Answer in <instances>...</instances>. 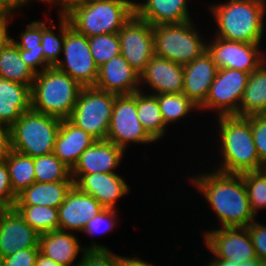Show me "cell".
Returning <instances> with one entry per match:
<instances>
[{
	"label": "cell",
	"instance_id": "cell-2",
	"mask_svg": "<svg viewBox=\"0 0 266 266\" xmlns=\"http://www.w3.org/2000/svg\"><path fill=\"white\" fill-rule=\"evenodd\" d=\"M213 119L216 125H213V128L217 127L214 139L217 143L214 152L217 164L212 165V161H209L210 167L227 174H242L266 168L260 162L251 122L246 117L231 115L213 117Z\"/></svg>",
	"mask_w": 266,
	"mask_h": 266
},
{
	"label": "cell",
	"instance_id": "cell-10",
	"mask_svg": "<svg viewBox=\"0 0 266 266\" xmlns=\"http://www.w3.org/2000/svg\"><path fill=\"white\" fill-rule=\"evenodd\" d=\"M250 73L236 69H218L210 86L208 96L199 107L201 111L213 116H239L240 102L248 83ZM208 111V112H207ZM214 113V114H213Z\"/></svg>",
	"mask_w": 266,
	"mask_h": 266
},
{
	"label": "cell",
	"instance_id": "cell-22",
	"mask_svg": "<svg viewBox=\"0 0 266 266\" xmlns=\"http://www.w3.org/2000/svg\"><path fill=\"white\" fill-rule=\"evenodd\" d=\"M80 242L76 233L63 230L39 235L40 252L62 266H79L85 251V244Z\"/></svg>",
	"mask_w": 266,
	"mask_h": 266
},
{
	"label": "cell",
	"instance_id": "cell-35",
	"mask_svg": "<svg viewBox=\"0 0 266 266\" xmlns=\"http://www.w3.org/2000/svg\"><path fill=\"white\" fill-rule=\"evenodd\" d=\"M35 182L74 181L71 169L53 153L34 157Z\"/></svg>",
	"mask_w": 266,
	"mask_h": 266
},
{
	"label": "cell",
	"instance_id": "cell-24",
	"mask_svg": "<svg viewBox=\"0 0 266 266\" xmlns=\"http://www.w3.org/2000/svg\"><path fill=\"white\" fill-rule=\"evenodd\" d=\"M96 141L69 119H62L56 136L53 154L71 170L81 154Z\"/></svg>",
	"mask_w": 266,
	"mask_h": 266
},
{
	"label": "cell",
	"instance_id": "cell-54",
	"mask_svg": "<svg viewBox=\"0 0 266 266\" xmlns=\"http://www.w3.org/2000/svg\"><path fill=\"white\" fill-rule=\"evenodd\" d=\"M86 1H90V0H74V4H78L80 2H86Z\"/></svg>",
	"mask_w": 266,
	"mask_h": 266
},
{
	"label": "cell",
	"instance_id": "cell-53",
	"mask_svg": "<svg viewBox=\"0 0 266 266\" xmlns=\"http://www.w3.org/2000/svg\"><path fill=\"white\" fill-rule=\"evenodd\" d=\"M236 1H250L266 6V0H236Z\"/></svg>",
	"mask_w": 266,
	"mask_h": 266
},
{
	"label": "cell",
	"instance_id": "cell-46",
	"mask_svg": "<svg viewBox=\"0 0 266 266\" xmlns=\"http://www.w3.org/2000/svg\"><path fill=\"white\" fill-rule=\"evenodd\" d=\"M12 150L10 127L0 123V161L5 158Z\"/></svg>",
	"mask_w": 266,
	"mask_h": 266
},
{
	"label": "cell",
	"instance_id": "cell-17",
	"mask_svg": "<svg viewBox=\"0 0 266 266\" xmlns=\"http://www.w3.org/2000/svg\"><path fill=\"white\" fill-rule=\"evenodd\" d=\"M39 235L14 208L0 209V259L21 249L39 248Z\"/></svg>",
	"mask_w": 266,
	"mask_h": 266
},
{
	"label": "cell",
	"instance_id": "cell-50",
	"mask_svg": "<svg viewBox=\"0 0 266 266\" xmlns=\"http://www.w3.org/2000/svg\"><path fill=\"white\" fill-rule=\"evenodd\" d=\"M35 266H62V265L56 263L51 258L46 257L39 251Z\"/></svg>",
	"mask_w": 266,
	"mask_h": 266
},
{
	"label": "cell",
	"instance_id": "cell-43",
	"mask_svg": "<svg viewBox=\"0 0 266 266\" xmlns=\"http://www.w3.org/2000/svg\"><path fill=\"white\" fill-rule=\"evenodd\" d=\"M40 248L18 250L15 254L1 258V266H35Z\"/></svg>",
	"mask_w": 266,
	"mask_h": 266
},
{
	"label": "cell",
	"instance_id": "cell-4",
	"mask_svg": "<svg viewBox=\"0 0 266 266\" xmlns=\"http://www.w3.org/2000/svg\"><path fill=\"white\" fill-rule=\"evenodd\" d=\"M135 0H90L68 5L61 13L80 34L118 33L135 13Z\"/></svg>",
	"mask_w": 266,
	"mask_h": 266
},
{
	"label": "cell",
	"instance_id": "cell-13",
	"mask_svg": "<svg viewBox=\"0 0 266 266\" xmlns=\"http://www.w3.org/2000/svg\"><path fill=\"white\" fill-rule=\"evenodd\" d=\"M262 48V44L231 41L212 34L206 43V50L218 69L230 68L247 73L255 71L266 60L265 48Z\"/></svg>",
	"mask_w": 266,
	"mask_h": 266
},
{
	"label": "cell",
	"instance_id": "cell-36",
	"mask_svg": "<svg viewBox=\"0 0 266 266\" xmlns=\"http://www.w3.org/2000/svg\"><path fill=\"white\" fill-rule=\"evenodd\" d=\"M241 175L247 190L251 211L258 218L259 213L266 210V168L245 172Z\"/></svg>",
	"mask_w": 266,
	"mask_h": 266
},
{
	"label": "cell",
	"instance_id": "cell-38",
	"mask_svg": "<svg viewBox=\"0 0 266 266\" xmlns=\"http://www.w3.org/2000/svg\"><path fill=\"white\" fill-rule=\"evenodd\" d=\"M23 30L20 31L18 37L10 34L12 42L21 49L29 51H43L42 39V20L29 21L25 24ZM13 35V37H12Z\"/></svg>",
	"mask_w": 266,
	"mask_h": 266
},
{
	"label": "cell",
	"instance_id": "cell-27",
	"mask_svg": "<svg viewBox=\"0 0 266 266\" xmlns=\"http://www.w3.org/2000/svg\"><path fill=\"white\" fill-rule=\"evenodd\" d=\"M137 116L144 130L155 142L168 136L166 134L169 128L163 121L158 99L154 94L137 91Z\"/></svg>",
	"mask_w": 266,
	"mask_h": 266
},
{
	"label": "cell",
	"instance_id": "cell-33",
	"mask_svg": "<svg viewBox=\"0 0 266 266\" xmlns=\"http://www.w3.org/2000/svg\"><path fill=\"white\" fill-rule=\"evenodd\" d=\"M14 209L38 234L59 230L58 208L14 205Z\"/></svg>",
	"mask_w": 266,
	"mask_h": 266
},
{
	"label": "cell",
	"instance_id": "cell-48",
	"mask_svg": "<svg viewBox=\"0 0 266 266\" xmlns=\"http://www.w3.org/2000/svg\"><path fill=\"white\" fill-rule=\"evenodd\" d=\"M206 259H210L203 266H262L260 261H244L239 264H235L231 260L228 259H212L206 256ZM202 266V265H198Z\"/></svg>",
	"mask_w": 266,
	"mask_h": 266
},
{
	"label": "cell",
	"instance_id": "cell-51",
	"mask_svg": "<svg viewBox=\"0 0 266 266\" xmlns=\"http://www.w3.org/2000/svg\"><path fill=\"white\" fill-rule=\"evenodd\" d=\"M74 4V0H53V8L57 7V11L62 12L68 5Z\"/></svg>",
	"mask_w": 266,
	"mask_h": 266
},
{
	"label": "cell",
	"instance_id": "cell-28",
	"mask_svg": "<svg viewBox=\"0 0 266 266\" xmlns=\"http://www.w3.org/2000/svg\"><path fill=\"white\" fill-rule=\"evenodd\" d=\"M254 114H266V60L250 73L240 102L239 116Z\"/></svg>",
	"mask_w": 266,
	"mask_h": 266
},
{
	"label": "cell",
	"instance_id": "cell-49",
	"mask_svg": "<svg viewBox=\"0 0 266 266\" xmlns=\"http://www.w3.org/2000/svg\"><path fill=\"white\" fill-rule=\"evenodd\" d=\"M23 7L25 8V0H0V11L20 14Z\"/></svg>",
	"mask_w": 266,
	"mask_h": 266
},
{
	"label": "cell",
	"instance_id": "cell-45",
	"mask_svg": "<svg viewBox=\"0 0 266 266\" xmlns=\"http://www.w3.org/2000/svg\"><path fill=\"white\" fill-rule=\"evenodd\" d=\"M18 16L17 14H13L11 12L0 11V48L7 42L10 38L9 27L12 26L13 19Z\"/></svg>",
	"mask_w": 266,
	"mask_h": 266
},
{
	"label": "cell",
	"instance_id": "cell-5",
	"mask_svg": "<svg viewBox=\"0 0 266 266\" xmlns=\"http://www.w3.org/2000/svg\"><path fill=\"white\" fill-rule=\"evenodd\" d=\"M83 87L67 73L49 67L36 74L31 86V109L69 119Z\"/></svg>",
	"mask_w": 266,
	"mask_h": 266
},
{
	"label": "cell",
	"instance_id": "cell-6",
	"mask_svg": "<svg viewBox=\"0 0 266 266\" xmlns=\"http://www.w3.org/2000/svg\"><path fill=\"white\" fill-rule=\"evenodd\" d=\"M195 22L193 19L178 24L152 26L155 55L182 65L199 57L206 51L208 34L200 32Z\"/></svg>",
	"mask_w": 266,
	"mask_h": 266
},
{
	"label": "cell",
	"instance_id": "cell-37",
	"mask_svg": "<svg viewBox=\"0 0 266 266\" xmlns=\"http://www.w3.org/2000/svg\"><path fill=\"white\" fill-rule=\"evenodd\" d=\"M88 41L94 62L98 67L121 54L118 33L92 36Z\"/></svg>",
	"mask_w": 266,
	"mask_h": 266
},
{
	"label": "cell",
	"instance_id": "cell-23",
	"mask_svg": "<svg viewBox=\"0 0 266 266\" xmlns=\"http://www.w3.org/2000/svg\"><path fill=\"white\" fill-rule=\"evenodd\" d=\"M184 87L183 93L198 107L206 100L210 86L218 72L212 57L203 52L194 61L184 64Z\"/></svg>",
	"mask_w": 266,
	"mask_h": 266
},
{
	"label": "cell",
	"instance_id": "cell-14",
	"mask_svg": "<svg viewBox=\"0 0 266 266\" xmlns=\"http://www.w3.org/2000/svg\"><path fill=\"white\" fill-rule=\"evenodd\" d=\"M121 55L141 75L155 55L153 28L135 13L118 32Z\"/></svg>",
	"mask_w": 266,
	"mask_h": 266
},
{
	"label": "cell",
	"instance_id": "cell-9",
	"mask_svg": "<svg viewBox=\"0 0 266 266\" xmlns=\"http://www.w3.org/2000/svg\"><path fill=\"white\" fill-rule=\"evenodd\" d=\"M54 67L67 73L82 87L95 86L99 67L91 54L88 37L78 33L66 16L62 55Z\"/></svg>",
	"mask_w": 266,
	"mask_h": 266
},
{
	"label": "cell",
	"instance_id": "cell-42",
	"mask_svg": "<svg viewBox=\"0 0 266 266\" xmlns=\"http://www.w3.org/2000/svg\"><path fill=\"white\" fill-rule=\"evenodd\" d=\"M116 253L111 250H85L79 266H115Z\"/></svg>",
	"mask_w": 266,
	"mask_h": 266
},
{
	"label": "cell",
	"instance_id": "cell-29",
	"mask_svg": "<svg viewBox=\"0 0 266 266\" xmlns=\"http://www.w3.org/2000/svg\"><path fill=\"white\" fill-rule=\"evenodd\" d=\"M35 76L21 59L19 48L9 38L0 48V78L31 87Z\"/></svg>",
	"mask_w": 266,
	"mask_h": 266
},
{
	"label": "cell",
	"instance_id": "cell-34",
	"mask_svg": "<svg viewBox=\"0 0 266 266\" xmlns=\"http://www.w3.org/2000/svg\"><path fill=\"white\" fill-rule=\"evenodd\" d=\"M118 209L104 208L94 218L85 225L82 233L91 236L88 245H85V250H111V248L103 243H98L94 239L95 235H104L114 232L117 225L120 226ZM94 236V237H93Z\"/></svg>",
	"mask_w": 266,
	"mask_h": 266
},
{
	"label": "cell",
	"instance_id": "cell-30",
	"mask_svg": "<svg viewBox=\"0 0 266 266\" xmlns=\"http://www.w3.org/2000/svg\"><path fill=\"white\" fill-rule=\"evenodd\" d=\"M42 20V39L41 44L44 53L45 61L51 66H55L62 55L63 43L65 39V15L57 11L58 21L54 22V19L46 17L48 11L43 10ZM46 12V13H45ZM48 18V19H47ZM52 19V20H51ZM49 23V24H47ZM58 31H57V30Z\"/></svg>",
	"mask_w": 266,
	"mask_h": 266
},
{
	"label": "cell",
	"instance_id": "cell-44",
	"mask_svg": "<svg viewBox=\"0 0 266 266\" xmlns=\"http://www.w3.org/2000/svg\"><path fill=\"white\" fill-rule=\"evenodd\" d=\"M21 59L35 73L51 67L44 59L43 51H29L19 48Z\"/></svg>",
	"mask_w": 266,
	"mask_h": 266
},
{
	"label": "cell",
	"instance_id": "cell-25",
	"mask_svg": "<svg viewBox=\"0 0 266 266\" xmlns=\"http://www.w3.org/2000/svg\"><path fill=\"white\" fill-rule=\"evenodd\" d=\"M31 110V87L0 78V123L11 127Z\"/></svg>",
	"mask_w": 266,
	"mask_h": 266
},
{
	"label": "cell",
	"instance_id": "cell-47",
	"mask_svg": "<svg viewBox=\"0 0 266 266\" xmlns=\"http://www.w3.org/2000/svg\"><path fill=\"white\" fill-rule=\"evenodd\" d=\"M115 266H159L158 264L156 265V263L154 264V262H149L148 260L143 259V257L141 258L138 256H125L123 254L119 255L118 253L116 254V258H115ZM161 266V265H160Z\"/></svg>",
	"mask_w": 266,
	"mask_h": 266
},
{
	"label": "cell",
	"instance_id": "cell-31",
	"mask_svg": "<svg viewBox=\"0 0 266 266\" xmlns=\"http://www.w3.org/2000/svg\"><path fill=\"white\" fill-rule=\"evenodd\" d=\"M155 96L158 99L163 121L168 128L172 124L177 126L182 120L185 122V119H188L187 117L191 116V114H196L193 111L199 112V107L183 92L158 94Z\"/></svg>",
	"mask_w": 266,
	"mask_h": 266
},
{
	"label": "cell",
	"instance_id": "cell-19",
	"mask_svg": "<svg viewBox=\"0 0 266 266\" xmlns=\"http://www.w3.org/2000/svg\"><path fill=\"white\" fill-rule=\"evenodd\" d=\"M95 87L116 95H130L140 90V75L120 54L98 68Z\"/></svg>",
	"mask_w": 266,
	"mask_h": 266
},
{
	"label": "cell",
	"instance_id": "cell-18",
	"mask_svg": "<svg viewBox=\"0 0 266 266\" xmlns=\"http://www.w3.org/2000/svg\"><path fill=\"white\" fill-rule=\"evenodd\" d=\"M103 209L93 196L81 192L74 185L58 207L59 230L79 234L90 219Z\"/></svg>",
	"mask_w": 266,
	"mask_h": 266
},
{
	"label": "cell",
	"instance_id": "cell-15",
	"mask_svg": "<svg viewBox=\"0 0 266 266\" xmlns=\"http://www.w3.org/2000/svg\"><path fill=\"white\" fill-rule=\"evenodd\" d=\"M74 185L83 193L93 196L104 208H117L118 201L132 191L129 183L113 173L71 174Z\"/></svg>",
	"mask_w": 266,
	"mask_h": 266
},
{
	"label": "cell",
	"instance_id": "cell-20",
	"mask_svg": "<svg viewBox=\"0 0 266 266\" xmlns=\"http://www.w3.org/2000/svg\"><path fill=\"white\" fill-rule=\"evenodd\" d=\"M127 153L113 142L96 140L80 156L71 174L120 172L118 169Z\"/></svg>",
	"mask_w": 266,
	"mask_h": 266
},
{
	"label": "cell",
	"instance_id": "cell-3",
	"mask_svg": "<svg viewBox=\"0 0 266 266\" xmlns=\"http://www.w3.org/2000/svg\"><path fill=\"white\" fill-rule=\"evenodd\" d=\"M207 4L215 30L213 36L226 40L261 44L266 35V6L250 1L225 0ZM219 3V4H218Z\"/></svg>",
	"mask_w": 266,
	"mask_h": 266
},
{
	"label": "cell",
	"instance_id": "cell-1",
	"mask_svg": "<svg viewBox=\"0 0 266 266\" xmlns=\"http://www.w3.org/2000/svg\"><path fill=\"white\" fill-rule=\"evenodd\" d=\"M201 171L192 174L186 180L188 185L201 193L213 210L217 224L211 228L247 227L256 217L252 213L247 190L241 174H227L204 166ZM207 168H209L207 170ZM219 223V224H218Z\"/></svg>",
	"mask_w": 266,
	"mask_h": 266
},
{
	"label": "cell",
	"instance_id": "cell-41",
	"mask_svg": "<svg viewBox=\"0 0 266 266\" xmlns=\"http://www.w3.org/2000/svg\"><path fill=\"white\" fill-rule=\"evenodd\" d=\"M17 196L13 193L9 170L5 161H0V209L14 208Z\"/></svg>",
	"mask_w": 266,
	"mask_h": 266
},
{
	"label": "cell",
	"instance_id": "cell-40",
	"mask_svg": "<svg viewBox=\"0 0 266 266\" xmlns=\"http://www.w3.org/2000/svg\"><path fill=\"white\" fill-rule=\"evenodd\" d=\"M256 218L247 228L258 260H266V225ZM264 223V225H263Z\"/></svg>",
	"mask_w": 266,
	"mask_h": 266
},
{
	"label": "cell",
	"instance_id": "cell-32",
	"mask_svg": "<svg viewBox=\"0 0 266 266\" xmlns=\"http://www.w3.org/2000/svg\"><path fill=\"white\" fill-rule=\"evenodd\" d=\"M4 161L9 170L12 191L16 196L35 182L34 157L11 150Z\"/></svg>",
	"mask_w": 266,
	"mask_h": 266
},
{
	"label": "cell",
	"instance_id": "cell-21",
	"mask_svg": "<svg viewBox=\"0 0 266 266\" xmlns=\"http://www.w3.org/2000/svg\"><path fill=\"white\" fill-rule=\"evenodd\" d=\"M193 0H135V14L152 26L193 20L189 4Z\"/></svg>",
	"mask_w": 266,
	"mask_h": 266
},
{
	"label": "cell",
	"instance_id": "cell-12",
	"mask_svg": "<svg viewBox=\"0 0 266 266\" xmlns=\"http://www.w3.org/2000/svg\"><path fill=\"white\" fill-rule=\"evenodd\" d=\"M203 247L212 259H228L239 264L244 261H259L247 227L205 228ZM210 251V252H209Z\"/></svg>",
	"mask_w": 266,
	"mask_h": 266
},
{
	"label": "cell",
	"instance_id": "cell-26",
	"mask_svg": "<svg viewBox=\"0 0 266 266\" xmlns=\"http://www.w3.org/2000/svg\"><path fill=\"white\" fill-rule=\"evenodd\" d=\"M73 186L74 181L34 182L17 195L15 205H42L58 208Z\"/></svg>",
	"mask_w": 266,
	"mask_h": 266
},
{
	"label": "cell",
	"instance_id": "cell-52",
	"mask_svg": "<svg viewBox=\"0 0 266 266\" xmlns=\"http://www.w3.org/2000/svg\"><path fill=\"white\" fill-rule=\"evenodd\" d=\"M34 1H35V3L36 2H42L43 3V5L45 4V6L48 4V8H49V10L50 9H52V11H53V0H25V7H29L30 5H31V3H34Z\"/></svg>",
	"mask_w": 266,
	"mask_h": 266
},
{
	"label": "cell",
	"instance_id": "cell-39",
	"mask_svg": "<svg viewBox=\"0 0 266 266\" xmlns=\"http://www.w3.org/2000/svg\"><path fill=\"white\" fill-rule=\"evenodd\" d=\"M251 128L260 162L266 167V114H254L246 117Z\"/></svg>",
	"mask_w": 266,
	"mask_h": 266
},
{
	"label": "cell",
	"instance_id": "cell-11",
	"mask_svg": "<svg viewBox=\"0 0 266 266\" xmlns=\"http://www.w3.org/2000/svg\"><path fill=\"white\" fill-rule=\"evenodd\" d=\"M106 140L113 142L126 153L127 148H131L130 145L148 146L156 143L138 120L137 92L116 96Z\"/></svg>",
	"mask_w": 266,
	"mask_h": 266
},
{
	"label": "cell",
	"instance_id": "cell-7",
	"mask_svg": "<svg viewBox=\"0 0 266 266\" xmlns=\"http://www.w3.org/2000/svg\"><path fill=\"white\" fill-rule=\"evenodd\" d=\"M61 119L32 109L10 127L12 150L30 157L53 153Z\"/></svg>",
	"mask_w": 266,
	"mask_h": 266
},
{
	"label": "cell",
	"instance_id": "cell-8",
	"mask_svg": "<svg viewBox=\"0 0 266 266\" xmlns=\"http://www.w3.org/2000/svg\"><path fill=\"white\" fill-rule=\"evenodd\" d=\"M116 94L83 87L69 120L96 140H106Z\"/></svg>",
	"mask_w": 266,
	"mask_h": 266
},
{
	"label": "cell",
	"instance_id": "cell-16",
	"mask_svg": "<svg viewBox=\"0 0 266 266\" xmlns=\"http://www.w3.org/2000/svg\"><path fill=\"white\" fill-rule=\"evenodd\" d=\"M183 87V65L156 55L152 57L145 71L140 75V91L149 94L181 93Z\"/></svg>",
	"mask_w": 266,
	"mask_h": 266
}]
</instances>
